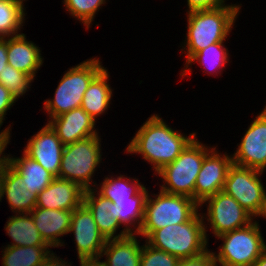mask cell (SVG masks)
<instances>
[{
  "mask_svg": "<svg viewBox=\"0 0 266 266\" xmlns=\"http://www.w3.org/2000/svg\"><path fill=\"white\" fill-rule=\"evenodd\" d=\"M258 216L266 217V192H265V196H264V204H263L261 213Z\"/></svg>",
  "mask_w": 266,
  "mask_h": 266,
  "instance_id": "obj_42",
  "label": "cell"
},
{
  "mask_svg": "<svg viewBox=\"0 0 266 266\" xmlns=\"http://www.w3.org/2000/svg\"><path fill=\"white\" fill-rule=\"evenodd\" d=\"M179 261L178 257L153 248L147 241L142 246L140 266H178Z\"/></svg>",
  "mask_w": 266,
  "mask_h": 266,
  "instance_id": "obj_32",
  "label": "cell"
},
{
  "mask_svg": "<svg viewBox=\"0 0 266 266\" xmlns=\"http://www.w3.org/2000/svg\"><path fill=\"white\" fill-rule=\"evenodd\" d=\"M214 264L212 253L207 251L194 258L180 259L178 266H213Z\"/></svg>",
  "mask_w": 266,
  "mask_h": 266,
  "instance_id": "obj_33",
  "label": "cell"
},
{
  "mask_svg": "<svg viewBox=\"0 0 266 266\" xmlns=\"http://www.w3.org/2000/svg\"><path fill=\"white\" fill-rule=\"evenodd\" d=\"M48 247L50 246H7L2 264L3 266H41L51 253Z\"/></svg>",
  "mask_w": 266,
  "mask_h": 266,
  "instance_id": "obj_25",
  "label": "cell"
},
{
  "mask_svg": "<svg viewBox=\"0 0 266 266\" xmlns=\"http://www.w3.org/2000/svg\"><path fill=\"white\" fill-rule=\"evenodd\" d=\"M232 161L235 165L260 171L266 168V106L252 121Z\"/></svg>",
  "mask_w": 266,
  "mask_h": 266,
  "instance_id": "obj_12",
  "label": "cell"
},
{
  "mask_svg": "<svg viewBox=\"0 0 266 266\" xmlns=\"http://www.w3.org/2000/svg\"><path fill=\"white\" fill-rule=\"evenodd\" d=\"M222 43L223 42H216L198 51L186 62V64L189 65L196 60L200 63L201 66L205 65V69L207 70H218L219 68H222L224 64L228 62V53Z\"/></svg>",
  "mask_w": 266,
  "mask_h": 266,
  "instance_id": "obj_29",
  "label": "cell"
},
{
  "mask_svg": "<svg viewBox=\"0 0 266 266\" xmlns=\"http://www.w3.org/2000/svg\"><path fill=\"white\" fill-rule=\"evenodd\" d=\"M217 237L224 243L218 255L212 252L216 265L218 261L222 266H251L266 250L257 222Z\"/></svg>",
  "mask_w": 266,
  "mask_h": 266,
  "instance_id": "obj_7",
  "label": "cell"
},
{
  "mask_svg": "<svg viewBox=\"0 0 266 266\" xmlns=\"http://www.w3.org/2000/svg\"><path fill=\"white\" fill-rule=\"evenodd\" d=\"M156 197L151 199L148 195L146 200L143 225L138 234L145 238L157 229L189 221L200 206L195 200L184 195L160 191Z\"/></svg>",
  "mask_w": 266,
  "mask_h": 266,
  "instance_id": "obj_4",
  "label": "cell"
},
{
  "mask_svg": "<svg viewBox=\"0 0 266 266\" xmlns=\"http://www.w3.org/2000/svg\"><path fill=\"white\" fill-rule=\"evenodd\" d=\"M81 266H104L99 260H85L80 262Z\"/></svg>",
  "mask_w": 266,
  "mask_h": 266,
  "instance_id": "obj_40",
  "label": "cell"
},
{
  "mask_svg": "<svg viewBox=\"0 0 266 266\" xmlns=\"http://www.w3.org/2000/svg\"><path fill=\"white\" fill-rule=\"evenodd\" d=\"M12 1L18 2L19 4H21L23 6V0H12Z\"/></svg>",
  "mask_w": 266,
  "mask_h": 266,
  "instance_id": "obj_43",
  "label": "cell"
},
{
  "mask_svg": "<svg viewBox=\"0 0 266 266\" xmlns=\"http://www.w3.org/2000/svg\"><path fill=\"white\" fill-rule=\"evenodd\" d=\"M33 79L13 68L11 65L7 64L4 71L0 74V84L4 85L15 99H18L20 95H23L29 88V83Z\"/></svg>",
  "mask_w": 266,
  "mask_h": 266,
  "instance_id": "obj_30",
  "label": "cell"
},
{
  "mask_svg": "<svg viewBox=\"0 0 266 266\" xmlns=\"http://www.w3.org/2000/svg\"><path fill=\"white\" fill-rule=\"evenodd\" d=\"M6 146L7 145H0V156H1V154L4 151ZM7 163H8V156L7 157H5V155H4V157L2 156V158H0V173L3 172V169Z\"/></svg>",
  "mask_w": 266,
  "mask_h": 266,
  "instance_id": "obj_39",
  "label": "cell"
},
{
  "mask_svg": "<svg viewBox=\"0 0 266 266\" xmlns=\"http://www.w3.org/2000/svg\"><path fill=\"white\" fill-rule=\"evenodd\" d=\"M63 150L64 144L47 124L29 140L24 153L58 177Z\"/></svg>",
  "mask_w": 266,
  "mask_h": 266,
  "instance_id": "obj_14",
  "label": "cell"
},
{
  "mask_svg": "<svg viewBox=\"0 0 266 266\" xmlns=\"http://www.w3.org/2000/svg\"><path fill=\"white\" fill-rule=\"evenodd\" d=\"M67 262H65V260H59V258H57L56 256H54V253H51L43 262V264L41 266H70L69 264H67Z\"/></svg>",
  "mask_w": 266,
  "mask_h": 266,
  "instance_id": "obj_37",
  "label": "cell"
},
{
  "mask_svg": "<svg viewBox=\"0 0 266 266\" xmlns=\"http://www.w3.org/2000/svg\"><path fill=\"white\" fill-rule=\"evenodd\" d=\"M6 195L12 211L30 213L37 202V194L31 193L23 184L22 176L9 163L2 172V196Z\"/></svg>",
  "mask_w": 266,
  "mask_h": 266,
  "instance_id": "obj_19",
  "label": "cell"
},
{
  "mask_svg": "<svg viewBox=\"0 0 266 266\" xmlns=\"http://www.w3.org/2000/svg\"><path fill=\"white\" fill-rule=\"evenodd\" d=\"M8 39L0 38V74L5 69V66L8 64Z\"/></svg>",
  "mask_w": 266,
  "mask_h": 266,
  "instance_id": "obj_36",
  "label": "cell"
},
{
  "mask_svg": "<svg viewBox=\"0 0 266 266\" xmlns=\"http://www.w3.org/2000/svg\"><path fill=\"white\" fill-rule=\"evenodd\" d=\"M2 123L3 121L0 120V126ZM9 137H10V131L9 128H7L0 133V145H7L9 142Z\"/></svg>",
  "mask_w": 266,
  "mask_h": 266,
  "instance_id": "obj_38",
  "label": "cell"
},
{
  "mask_svg": "<svg viewBox=\"0 0 266 266\" xmlns=\"http://www.w3.org/2000/svg\"><path fill=\"white\" fill-rule=\"evenodd\" d=\"M73 210L34 208L30 215L41 237L50 247H58L62 242L58 236L69 233Z\"/></svg>",
  "mask_w": 266,
  "mask_h": 266,
  "instance_id": "obj_18",
  "label": "cell"
},
{
  "mask_svg": "<svg viewBox=\"0 0 266 266\" xmlns=\"http://www.w3.org/2000/svg\"><path fill=\"white\" fill-rule=\"evenodd\" d=\"M251 266H266V250Z\"/></svg>",
  "mask_w": 266,
  "mask_h": 266,
  "instance_id": "obj_41",
  "label": "cell"
},
{
  "mask_svg": "<svg viewBox=\"0 0 266 266\" xmlns=\"http://www.w3.org/2000/svg\"><path fill=\"white\" fill-rule=\"evenodd\" d=\"M208 201L207 220L215 236L248 226L252 215L246 211L231 195L223 190L205 199Z\"/></svg>",
  "mask_w": 266,
  "mask_h": 266,
  "instance_id": "obj_10",
  "label": "cell"
},
{
  "mask_svg": "<svg viewBox=\"0 0 266 266\" xmlns=\"http://www.w3.org/2000/svg\"><path fill=\"white\" fill-rule=\"evenodd\" d=\"M69 232L75 235L80 262L101 258L107 239L99 231L92 213L84 204L73 210Z\"/></svg>",
  "mask_w": 266,
  "mask_h": 266,
  "instance_id": "obj_11",
  "label": "cell"
},
{
  "mask_svg": "<svg viewBox=\"0 0 266 266\" xmlns=\"http://www.w3.org/2000/svg\"><path fill=\"white\" fill-rule=\"evenodd\" d=\"M208 152L211 150L208 151V147L206 148L194 138L172 163L165 165L157 172L168 186L162 185L161 191L184 195L194 200L196 179Z\"/></svg>",
  "mask_w": 266,
  "mask_h": 266,
  "instance_id": "obj_5",
  "label": "cell"
},
{
  "mask_svg": "<svg viewBox=\"0 0 266 266\" xmlns=\"http://www.w3.org/2000/svg\"><path fill=\"white\" fill-rule=\"evenodd\" d=\"M8 64L29 75L33 80L36 70L42 65L40 49L28 42L24 34L8 38Z\"/></svg>",
  "mask_w": 266,
  "mask_h": 266,
  "instance_id": "obj_20",
  "label": "cell"
},
{
  "mask_svg": "<svg viewBox=\"0 0 266 266\" xmlns=\"http://www.w3.org/2000/svg\"><path fill=\"white\" fill-rule=\"evenodd\" d=\"M189 11L211 10L225 6L224 0H187Z\"/></svg>",
  "mask_w": 266,
  "mask_h": 266,
  "instance_id": "obj_34",
  "label": "cell"
},
{
  "mask_svg": "<svg viewBox=\"0 0 266 266\" xmlns=\"http://www.w3.org/2000/svg\"><path fill=\"white\" fill-rule=\"evenodd\" d=\"M96 197L93 189H87L84 192L83 204L90 210L98 226L99 231L106 239L123 238L134 234L129 226L126 225L120 234L114 236L116 230L121 226L117 216H115V204L97 193Z\"/></svg>",
  "mask_w": 266,
  "mask_h": 266,
  "instance_id": "obj_17",
  "label": "cell"
},
{
  "mask_svg": "<svg viewBox=\"0 0 266 266\" xmlns=\"http://www.w3.org/2000/svg\"><path fill=\"white\" fill-rule=\"evenodd\" d=\"M147 197L148 191L143 187L136 195L131 197V200L112 201L115 204V216H117L120 225H128L138 221V227L134 234H139L143 225Z\"/></svg>",
  "mask_w": 266,
  "mask_h": 266,
  "instance_id": "obj_26",
  "label": "cell"
},
{
  "mask_svg": "<svg viewBox=\"0 0 266 266\" xmlns=\"http://www.w3.org/2000/svg\"><path fill=\"white\" fill-rule=\"evenodd\" d=\"M104 2L105 0H64L67 10L72 16L82 21L87 29L90 27L94 14Z\"/></svg>",
  "mask_w": 266,
  "mask_h": 266,
  "instance_id": "obj_31",
  "label": "cell"
},
{
  "mask_svg": "<svg viewBox=\"0 0 266 266\" xmlns=\"http://www.w3.org/2000/svg\"><path fill=\"white\" fill-rule=\"evenodd\" d=\"M99 60L90 59L69 69L61 79L53 100L45 101V110L51 118L79 108L88 85L103 69Z\"/></svg>",
  "mask_w": 266,
  "mask_h": 266,
  "instance_id": "obj_6",
  "label": "cell"
},
{
  "mask_svg": "<svg viewBox=\"0 0 266 266\" xmlns=\"http://www.w3.org/2000/svg\"><path fill=\"white\" fill-rule=\"evenodd\" d=\"M262 173L260 170L232 164L223 187V191L252 216H258L264 204L265 189L258 177Z\"/></svg>",
  "mask_w": 266,
  "mask_h": 266,
  "instance_id": "obj_9",
  "label": "cell"
},
{
  "mask_svg": "<svg viewBox=\"0 0 266 266\" xmlns=\"http://www.w3.org/2000/svg\"><path fill=\"white\" fill-rule=\"evenodd\" d=\"M135 234L123 238L107 239L102 250L107 256L104 266H140L142 246Z\"/></svg>",
  "mask_w": 266,
  "mask_h": 266,
  "instance_id": "obj_21",
  "label": "cell"
},
{
  "mask_svg": "<svg viewBox=\"0 0 266 266\" xmlns=\"http://www.w3.org/2000/svg\"><path fill=\"white\" fill-rule=\"evenodd\" d=\"M24 16V8L21 4L12 0H1L0 38H6V36L8 38L11 34V36L20 35L18 30L23 26Z\"/></svg>",
  "mask_w": 266,
  "mask_h": 266,
  "instance_id": "obj_27",
  "label": "cell"
},
{
  "mask_svg": "<svg viewBox=\"0 0 266 266\" xmlns=\"http://www.w3.org/2000/svg\"><path fill=\"white\" fill-rule=\"evenodd\" d=\"M98 135L64 145L58 178L91 189L90 180L100 163V138Z\"/></svg>",
  "mask_w": 266,
  "mask_h": 266,
  "instance_id": "obj_8",
  "label": "cell"
},
{
  "mask_svg": "<svg viewBox=\"0 0 266 266\" xmlns=\"http://www.w3.org/2000/svg\"><path fill=\"white\" fill-rule=\"evenodd\" d=\"M240 6L228 5L211 10L188 13L187 60L198 51L216 42H223L229 34Z\"/></svg>",
  "mask_w": 266,
  "mask_h": 266,
  "instance_id": "obj_2",
  "label": "cell"
},
{
  "mask_svg": "<svg viewBox=\"0 0 266 266\" xmlns=\"http://www.w3.org/2000/svg\"><path fill=\"white\" fill-rule=\"evenodd\" d=\"M109 75L103 68L90 82L84 93L81 108L92 118L104 113L111 100L112 90L107 84Z\"/></svg>",
  "mask_w": 266,
  "mask_h": 266,
  "instance_id": "obj_22",
  "label": "cell"
},
{
  "mask_svg": "<svg viewBox=\"0 0 266 266\" xmlns=\"http://www.w3.org/2000/svg\"><path fill=\"white\" fill-rule=\"evenodd\" d=\"M16 99L10 91L2 84H0V120L3 121L6 111L10 109L11 105L15 103Z\"/></svg>",
  "mask_w": 266,
  "mask_h": 266,
  "instance_id": "obj_35",
  "label": "cell"
},
{
  "mask_svg": "<svg viewBox=\"0 0 266 266\" xmlns=\"http://www.w3.org/2000/svg\"><path fill=\"white\" fill-rule=\"evenodd\" d=\"M84 192L79 184L55 177L37 195L35 208L75 210L83 204Z\"/></svg>",
  "mask_w": 266,
  "mask_h": 266,
  "instance_id": "obj_15",
  "label": "cell"
},
{
  "mask_svg": "<svg viewBox=\"0 0 266 266\" xmlns=\"http://www.w3.org/2000/svg\"><path fill=\"white\" fill-rule=\"evenodd\" d=\"M202 218L196 213L187 222L157 229L146 239L147 243L179 259L200 256L208 251L206 227Z\"/></svg>",
  "mask_w": 266,
  "mask_h": 266,
  "instance_id": "obj_3",
  "label": "cell"
},
{
  "mask_svg": "<svg viewBox=\"0 0 266 266\" xmlns=\"http://www.w3.org/2000/svg\"><path fill=\"white\" fill-rule=\"evenodd\" d=\"M8 163L21 174L23 184L31 193L38 195L55 179L52 173L24 152L22 158H10L8 156Z\"/></svg>",
  "mask_w": 266,
  "mask_h": 266,
  "instance_id": "obj_23",
  "label": "cell"
},
{
  "mask_svg": "<svg viewBox=\"0 0 266 266\" xmlns=\"http://www.w3.org/2000/svg\"><path fill=\"white\" fill-rule=\"evenodd\" d=\"M123 179H125L123 175L117 177V179H112V177L105 178L99 194L111 201L131 200V197L136 195L144 187L138 183L137 179L134 180L135 183L133 182V184L130 182V178L126 182Z\"/></svg>",
  "mask_w": 266,
  "mask_h": 266,
  "instance_id": "obj_28",
  "label": "cell"
},
{
  "mask_svg": "<svg viewBox=\"0 0 266 266\" xmlns=\"http://www.w3.org/2000/svg\"><path fill=\"white\" fill-rule=\"evenodd\" d=\"M174 132L157 115H152L141 126L127 147L128 153H140L144 159L153 164L156 173L165 165L172 163L195 138Z\"/></svg>",
  "mask_w": 266,
  "mask_h": 266,
  "instance_id": "obj_1",
  "label": "cell"
},
{
  "mask_svg": "<svg viewBox=\"0 0 266 266\" xmlns=\"http://www.w3.org/2000/svg\"><path fill=\"white\" fill-rule=\"evenodd\" d=\"M211 153V154H210ZM201 165L194 186V200L200 205L205 199L223 190L228 170L232 166V157L217 154L212 148Z\"/></svg>",
  "mask_w": 266,
  "mask_h": 266,
  "instance_id": "obj_13",
  "label": "cell"
},
{
  "mask_svg": "<svg viewBox=\"0 0 266 266\" xmlns=\"http://www.w3.org/2000/svg\"><path fill=\"white\" fill-rule=\"evenodd\" d=\"M53 119V120H52ZM48 121L64 145L98 135L95 119L81 107L65 112Z\"/></svg>",
  "mask_w": 266,
  "mask_h": 266,
  "instance_id": "obj_16",
  "label": "cell"
},
{
  "mask_svg": "<svg viewBox=\"0 0 266 266\" xmlns=\"http://www.w3.org/2000/svg\"><path fill=\"white\" fill-rule=\"evenodd\" d=\"M5 230L15 241L8 246H49L41 237L30 213L12 216L5 225Z\"/></svg>",
  "mask_w": 266,
  "mask_h": 266,
  "instance_id": "obj_24",
  "label": "cell"
}]
</instances>
